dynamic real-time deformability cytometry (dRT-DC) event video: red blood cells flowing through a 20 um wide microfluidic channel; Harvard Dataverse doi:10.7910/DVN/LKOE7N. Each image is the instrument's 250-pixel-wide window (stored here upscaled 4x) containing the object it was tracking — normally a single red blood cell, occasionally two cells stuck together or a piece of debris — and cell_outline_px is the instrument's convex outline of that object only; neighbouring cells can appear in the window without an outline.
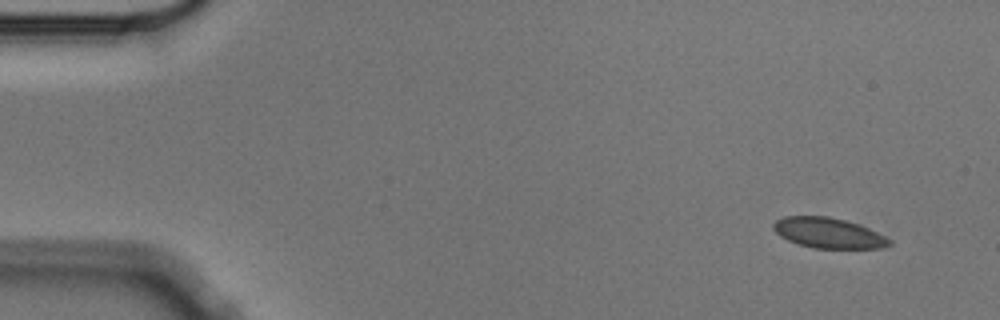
{"species": "Egyptian fruit bat (a non-hibernating species)", "species_latin": "Rousettus aegyptiacus", "temperature_condition": "cold", "stored_images_in_passage": 6, "camera_frame_rate_fps": 3000, "um_per_image_px": 0.085, "animal": {"sex": "male"}, "frame": {"image": 1, "passage_image": 1, "time_ms": 0.0, "image_size_px": [1000, 320], "cell_outline_px": [[892, 244], [880, 248], [812, 248], [788, 240], [780, 236], [772, 228], [772, 224], [776, 220], [784, 216], [828, 216], [844, 220], [868, 228], [892, 240]], "centroid_in_image_um": [70.39, 19.8], "position_along_channel_um": 14.6, "area_um2": 20.35}}
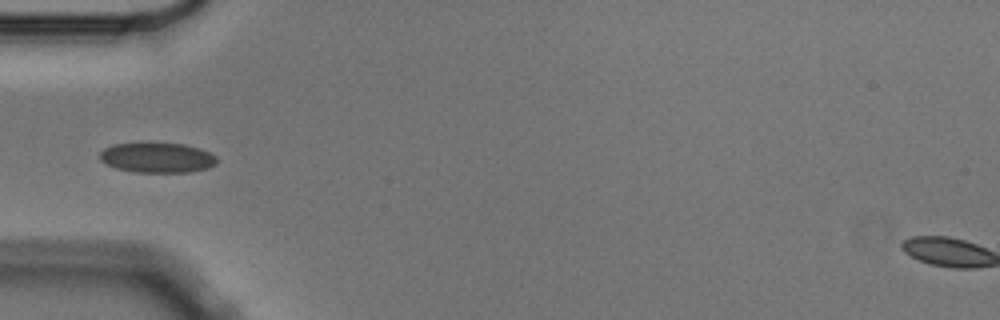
{"frame": {"image": 2, "passage_image": 5, "time_ms": 1.333, "image_size_px": [1000, 320], "cell_outline_px": [[216, 164], [208, 168], [188, 172], [136, 172], [116, 168], [100, 160], [100, 152], [104, 148], [112, 144], [184, 144], [200, 148], [216, 156]], "centroid_in_image_um": [13.37, 13.41], "position_along_channel_um": 71.6, "area_um2": 20.17}}
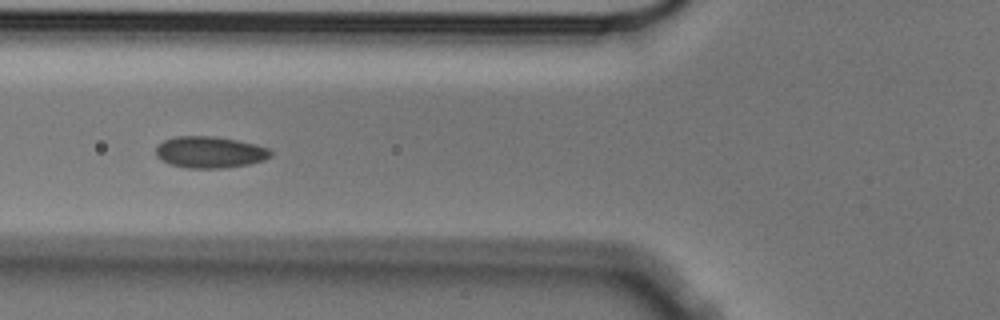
{"frame": {"image": 3, "passage_image": 6, "time_ms": 1.667, "image_size_px": [1000, 320], "cell_outline_px": [[272, 156], [264, 160], [248, 164], [224, 168], [188, 168], [172, 164], [156, 156], [156, 148], [164, 140], [176, 136], [216, 136], [256, 144], [268, 148], [272, 152]], "centroid_in_image_um": [17.87, 12.93], "position_along_channel_um": 107.9, "area_um2": 20.98}}